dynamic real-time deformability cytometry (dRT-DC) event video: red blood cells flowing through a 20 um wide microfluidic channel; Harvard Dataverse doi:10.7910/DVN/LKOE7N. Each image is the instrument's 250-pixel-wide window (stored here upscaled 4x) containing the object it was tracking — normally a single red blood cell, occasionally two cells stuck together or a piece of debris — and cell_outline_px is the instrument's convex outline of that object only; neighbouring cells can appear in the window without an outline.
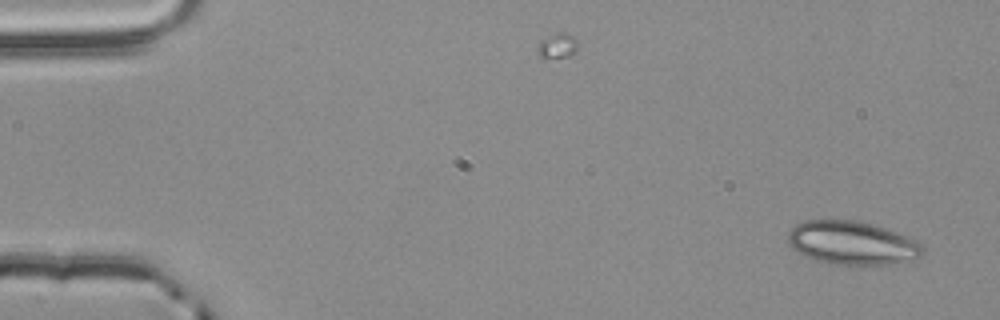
{"species": "common noctule bat (a hibernating species)", "species_latin": "Nyctalus noctula", "temperature_condition": "room temperature", "stored_images_in_passage": 5, "camera_frame_rate_fps": 3000, "um_per_image_px": 0.085, "animal": {"sex": "male", "body_mass_g": 20.4}, "frame": {"image": 1, "passage_image": 1, "time_ms": 0.0, "image_size_px": [1000, 320], "cell_outline_px": [[924, 256], [916, 260], [892, 264], [836, 264], [816, 260], [804, 256], [796, 252], [788, 244], [788, 232], [796, 224], [804, 220], [856, 220], [872, 224], [908, 236], [916, 240], [924, 248]], "centroid_in_image_um": [72.45, 20.65], "position_along_channel_um": 12.6, "area_um2": 34.39}}
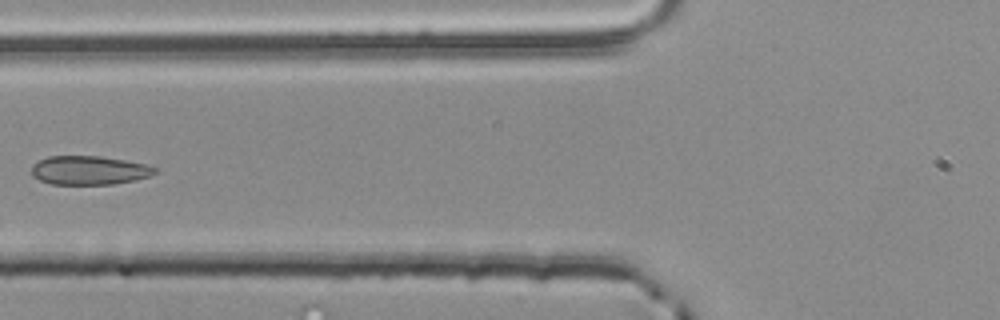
{"frame": {"image": 2, "passage_image": 5, "time_ms": 1.333, "image_size_px": [1000, 320], "cell_outline_px": [[160, 172], [136, 180], [112, 184], [52, 184], [40, 180], [32, 176], [32, 164], [48, 156], [100, 156], [124, 160], [144, 164], [160, 168]], "centroid_in_image_um": [7.61, 14.47], "position_along_channel_um": 118.2, "area_um2": 20.81}}